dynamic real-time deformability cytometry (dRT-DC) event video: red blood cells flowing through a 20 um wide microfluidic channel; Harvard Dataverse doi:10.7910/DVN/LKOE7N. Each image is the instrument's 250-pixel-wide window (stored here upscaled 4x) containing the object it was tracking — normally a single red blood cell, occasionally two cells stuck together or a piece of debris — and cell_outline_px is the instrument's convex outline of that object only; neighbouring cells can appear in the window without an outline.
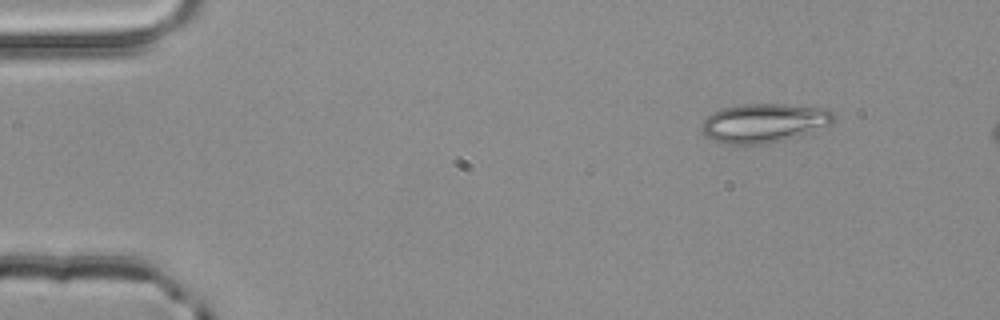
{"species": "common noctule bat (a hibernating species)", "species_latin": "Nyctalus noctula", "temperature_condition": "room temperature", "stored_images_in_passage": 4, "camera_frame_rate_fps": 3000, "um_per_image_px": 0.085, "animal": {"sex": "male", "body_mass_g": 20.4}, "frame": {"image": 1, "passage_image": 1, "time_ms": 0.0, "image_size_px": [1000, 320], "cell_outline_px": [[836, 120], [832, 124], [800, 136], [784, 140], [764, 144], [724, 144], [712, 140], [704, 136], [704, 116], [720, 108], [740, 104], [784, 104], [828, 108], [836, 116]], "centroid_in_image_um": [64.97, 10.45], "position_along_channel_um": 20.0, "area_um2": 30.46}}